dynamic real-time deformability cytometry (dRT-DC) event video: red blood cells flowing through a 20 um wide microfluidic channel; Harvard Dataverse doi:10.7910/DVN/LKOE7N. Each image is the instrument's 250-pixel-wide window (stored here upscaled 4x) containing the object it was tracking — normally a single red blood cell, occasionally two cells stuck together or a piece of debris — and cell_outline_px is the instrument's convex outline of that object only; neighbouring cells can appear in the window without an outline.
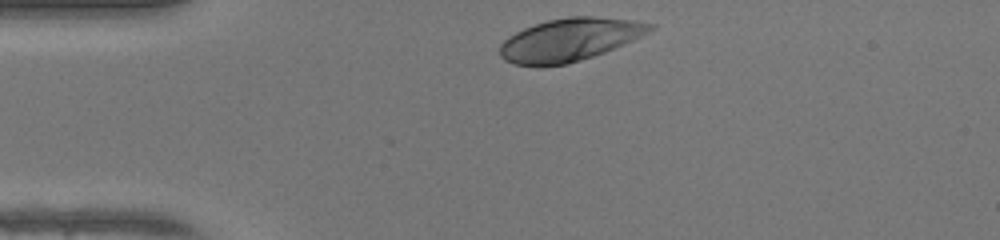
{"species": "human", "species_latin": "Homo sapiens", "temperature_condition": "warm", "stored_images_in_passage": 30, "camera_frame_rate_fps": 3000, "um_per_image_px": 0.085, "donor": {"sex": "female"}, "frame": {"image": 1, "passage_image": 1, "time_ms": 0.0, "image_size_px": [1000, 240], "cell_outline_px": [[656, 28], [624, 44], [604, 52], [568, 64], [540, 68], [512, 64], [504, 60], [500, 56], [500, 44], [508, 36], [524, 28], [548, 20], [568, 16], [592, 16], [632, 20], [656, 24]], "centroid_in_image_um": [48.38, 3.4], "position_along_channel_um": 36.6, "area_um2": 37.74}}
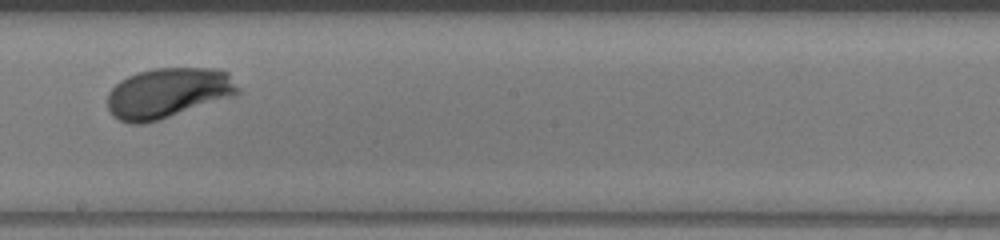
{"frame": {"image": 2, "passage_image": 18, "time_ms": 5.667, "image_size_px": [1000, 240], "cell_outline_px": [[240, 96], [160, 120], [144, 124], [128, 124], [112, 116], [108, 108], [108, 92], [120, 80], [128, 76], [140, 72], [156, 68], [216, 68], [228, 72], [240, 88]], "centroid_in_image_um": [14.35, 7.92], "position_along_channel_um": 233.8, "area_um2": 39.02}}
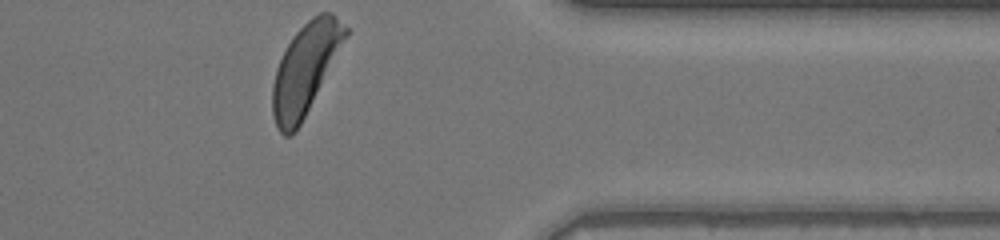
{"frame": {"image": 3, "passage_image": 30, "time_ms": 9.667, "image_size_px": [1000, 240], "cell_outline_px": [[348, 36], [300, 124], [288, 136], [284, 136], [280, 132], [272, 116], [272, 84], [276, 68], [292, 36], [312, 16], [320, 12], [332, 12], [348, 28]], "centroid_in_image_um": [25.95, 5.82], "position_along_channel_um": 385.5, "area_um2": 37.86}, "authors_computed_cell_mechanics": {"area_um2": 37.859, "velocity_mm_per_s": 4.1871, "shape_relaxation_time_tau1_ms": 1.6297, "shape_relaxation_time_tau2_ms": null, "deformation_change_tau1": 0.1503, "deformation_change_tau2": null}}